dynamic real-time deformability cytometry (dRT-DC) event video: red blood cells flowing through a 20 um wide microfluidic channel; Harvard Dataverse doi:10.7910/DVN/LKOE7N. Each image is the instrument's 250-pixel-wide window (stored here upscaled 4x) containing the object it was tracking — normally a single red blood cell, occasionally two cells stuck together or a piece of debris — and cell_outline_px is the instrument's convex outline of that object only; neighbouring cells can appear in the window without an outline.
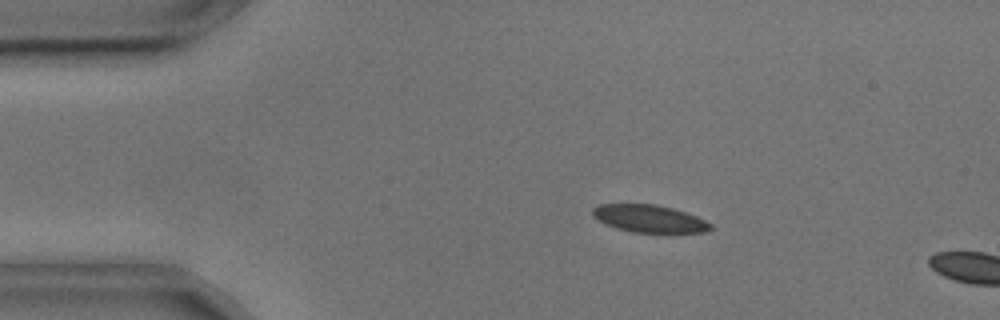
{"species": "common noctule bat (a hibernating species)", "species_latin": "Nyctalus noctula", "temperature_condition": "cold", "stored_images_in_passage": 12, "camera_frame_rate_fps": 3000, "um_per_image_px": 0.085, "animal": {"sex": "male", "body_mass_g": 17.9, "forearm_length_mm": 54.2}, "frame": {"image": 1, "passage_image": 9, "time_ms": 2.667, "image_size_px": [1000, 320], "cell_outline_px": [[712, 228], [704, 232], [668, 236], [632, 232], [616, 228], [604, 224], [596, 220], [592, 216], [592, 208], [600, 204], [656, 204], [672, 208], [696, 216], [712, 224]], "centroid_in_image_um": [55.21, 18.64], "position_along_channel_um": 29.8, "area_um2": 19.88}}